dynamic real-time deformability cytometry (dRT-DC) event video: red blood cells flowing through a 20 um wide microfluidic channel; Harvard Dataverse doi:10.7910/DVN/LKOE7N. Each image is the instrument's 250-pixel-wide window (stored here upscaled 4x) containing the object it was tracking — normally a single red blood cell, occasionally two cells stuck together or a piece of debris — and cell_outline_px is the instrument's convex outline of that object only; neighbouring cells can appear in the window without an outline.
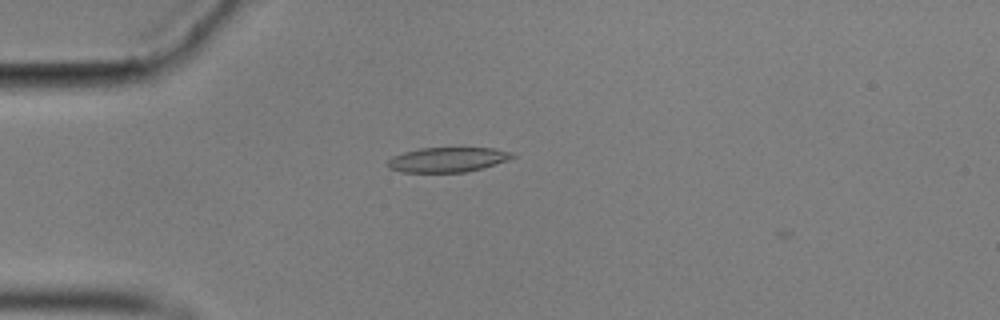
{"species": "common noctule bat (a hibernating species)", "species_latin": "Nyctalus noctula", "temperature_condition": "cold", "stored_images_in_passage": 5, "camera_frame_rate_fps": 3000, "um_per_image_px": 0.085, "animal": {"sex": "male", "body_mass_g": 17.9}, "frame": {"image": 1, "passage_image": 4, "time_ms": 1.0, "image_size_px": [1000, 320], "cell_outline_px": [[516, 156], [508, 160], [496, 164], [464, 172], [400, 172], [388, 168], [388, 160], [392, 156], [404, 152], [420, 148], [492, 148], [512, 152]], "centroid_in_image_um": [38.03, 13.57], "position_along_channel_um": 47.0, "area_um2": 17.92}}